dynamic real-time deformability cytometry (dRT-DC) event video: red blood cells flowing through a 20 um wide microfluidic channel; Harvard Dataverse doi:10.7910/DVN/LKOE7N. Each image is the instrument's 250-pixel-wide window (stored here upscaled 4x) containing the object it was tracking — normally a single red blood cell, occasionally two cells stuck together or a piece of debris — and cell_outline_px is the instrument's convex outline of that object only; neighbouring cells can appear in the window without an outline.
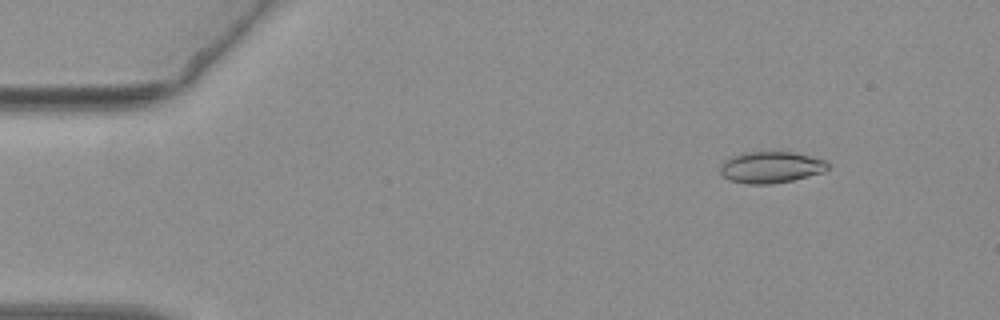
{"species": "common noctule bat (a hibernating species)", "species_latin": "Nyctalus noctula", "temperature_condition": "warm", "stored_images_in_passage": 12, "camera_frame_rate_fps": 3000, "um_per_image_px": 0.085, "animal": {"sex": "female", "body_mass_g": 19.3, "forearm_length_mm": 54.1}, "frame": {"image": 1, "passage_image": 7, "time_ms": 2.0, "image_size_px": [1000, 320], "cell_outline_px": [[828, 168], [824, 172], [792, 180], [772, 184], [748, 184], [728, 180], [720, 176], [720, 164], [724, 160], [732, 156], [744, 152], [792, 152], [824, 160], [828, 164]], "centroid_in_image_um": [65.46, 14.23], "position_along_channel_um": 19.5, "area_um2": 19.77}}